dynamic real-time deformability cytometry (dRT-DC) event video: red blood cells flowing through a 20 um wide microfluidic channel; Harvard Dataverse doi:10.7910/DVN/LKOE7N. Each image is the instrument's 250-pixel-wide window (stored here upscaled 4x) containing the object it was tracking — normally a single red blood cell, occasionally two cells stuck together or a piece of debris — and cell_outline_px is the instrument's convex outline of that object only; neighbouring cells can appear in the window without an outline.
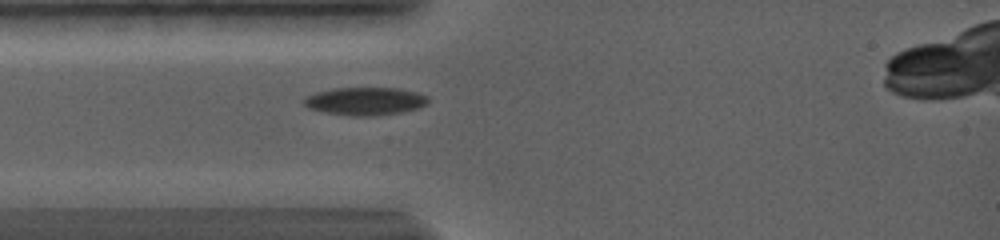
{"species": "common noctule bat (a hibernating species)", "species_latin": "Nyctalus noctula", "temperature_condition": "warm", "stored_images_in_passage": 1, "camera_frame_rate_fps": 5000, "um_per_image_px": 0.085, "animal": {"sex": "female", "body_mass_g": 19.0, "forearm_length_mm": 56.7}, "frame": {"image": 1, "passage_image": 1, "time_ms": 0.0, "image_size_px": [1000, 240], "cell_outline_px": [[428, 104], [420, 108], [404, 112], [380, 116], [348, 116], [324, 112], [308, 108], [304, 104], [304, 100], [308, 96], [320, 92], [340, 88], [392, 88], [424, 96], [428, 100]], "centroid_in_image_um": [31.04, 8.64], "position_along_channel_um": 54.0, "area_um2": 19.83}}